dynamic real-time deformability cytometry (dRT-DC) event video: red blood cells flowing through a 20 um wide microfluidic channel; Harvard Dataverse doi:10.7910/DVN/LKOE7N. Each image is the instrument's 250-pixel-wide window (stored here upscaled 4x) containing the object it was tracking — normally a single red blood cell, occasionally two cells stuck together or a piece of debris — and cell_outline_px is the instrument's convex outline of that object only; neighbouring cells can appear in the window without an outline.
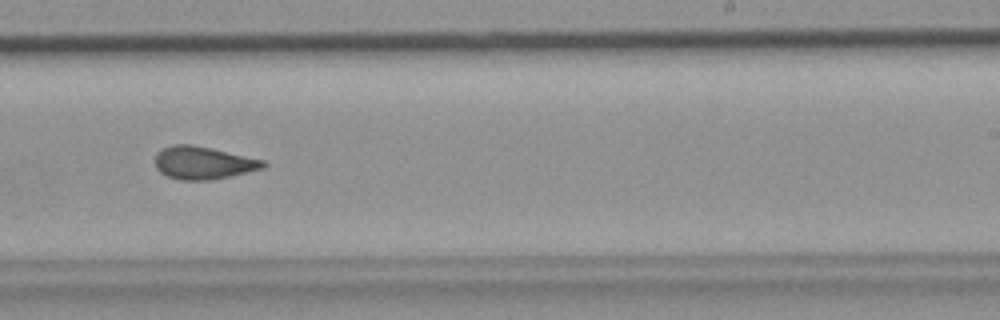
{"species": "common noctule bat (a hibernating species)", "species_latin": "Nyctalus noctula", "temperature_condition": "room temperature", "stored_images_in_passage": 40, "camera_frame_rate_fps": 3000, "um_per_image_px": 0.085, "animal": {"sex": "female", "body_mass_g": 19.9}, "frame": {"image": 1, "passage_image": 23, "time_ms": 7.333, "image_size_px": [1000, 320], "cell_outline_px": [[268, 164], [264, 168], [232, 176], [212, 180], [180, 180], [168, 176], [160, 172], [156, 168], [156, 152], [172, 144], [192, 144], [212, 148], [264, 160]], "centroid_in_image_um": [17.29, 13.84], "position_along_channel_um": 271.7, "area_um2": 20.75}}